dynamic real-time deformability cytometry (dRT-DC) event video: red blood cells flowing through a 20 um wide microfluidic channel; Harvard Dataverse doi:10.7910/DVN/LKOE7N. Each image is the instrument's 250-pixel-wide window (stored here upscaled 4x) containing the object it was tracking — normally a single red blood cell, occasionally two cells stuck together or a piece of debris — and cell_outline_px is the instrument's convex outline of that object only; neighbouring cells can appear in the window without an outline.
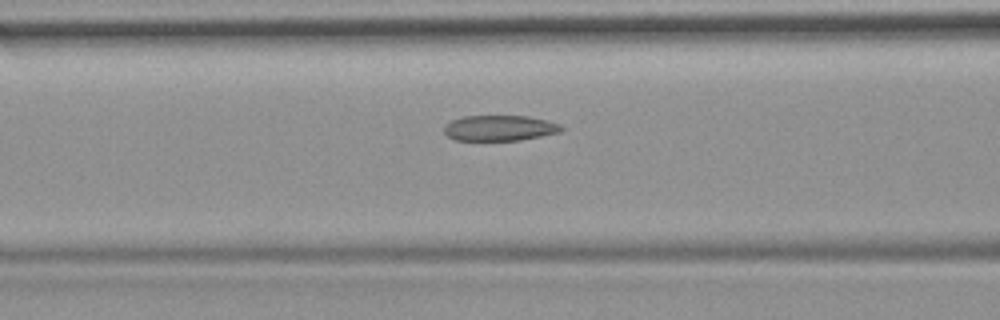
{"species": "common noctule bat (a hibernating species)", "species_latin": "Nyctalus noctula", "temperature_condition": "room temperature", "stored_images_in_passage": 39, "camera_frame_rate_fps": 3000, "um_per_image_px": 0.085, "animal": {"sex": "female", "body_mass_g": 19.9}, "frame": {"image": 1, "passage_image": 17, "time_ms": 5.333, "image_size_px": [1000, 320], "cell_outline_px": [[564, 128], [560, 132], [520, 140], [456, 140], [448, 136], [444, 132], [444, 124], [452, 120], [464, 116], [528, 116], [560, 124]], "centroid_in_image_um": [42.44, 10.88], "position_along_channel_um": 124.2, "area_um2": 17.34}}